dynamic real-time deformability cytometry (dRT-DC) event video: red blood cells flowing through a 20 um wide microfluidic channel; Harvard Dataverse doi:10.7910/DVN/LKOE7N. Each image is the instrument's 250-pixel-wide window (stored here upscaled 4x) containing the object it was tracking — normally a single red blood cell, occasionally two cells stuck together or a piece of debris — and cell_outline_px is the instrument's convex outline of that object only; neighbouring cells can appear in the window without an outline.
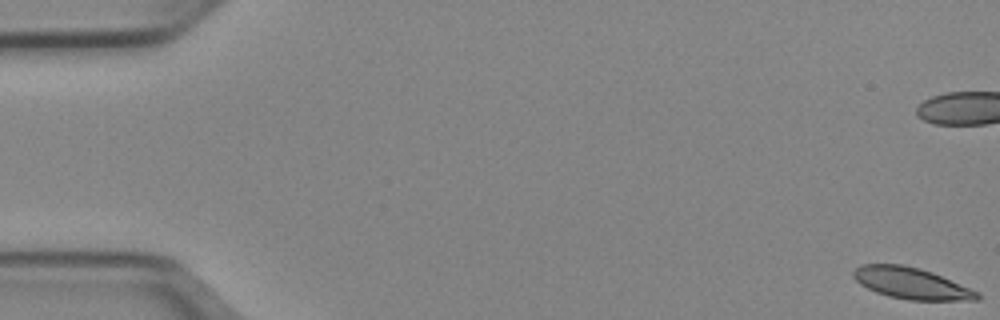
{"species": "Egyptian fruit bat (a non-hibernating species)", "species_latin": "Rousettus aegyptiacus", "temperature_condition": "cold", "stored_images_in_passage": 53, "camera_frame_rate_fps": 3000, "um_per_image_px": 0.085, "animal": {"sex": "female"}, "frame": {"image": 1, "passage_image": 1, "time_ms": 0.0, "image_size_px": [1000, 320], "cell_outline_px": [[980, 296], [976, 300], [908, 300], [888, 296], [876, 292], [860, 284], [852, 276], [852, 272], [860, 264], [904, 264], [920, 268], [932, 272], [980, 292]], "centroid_in_image_um": [77.45, 24.07], "position_along_channel_um": 7.6, "area_um2": 22.66}}
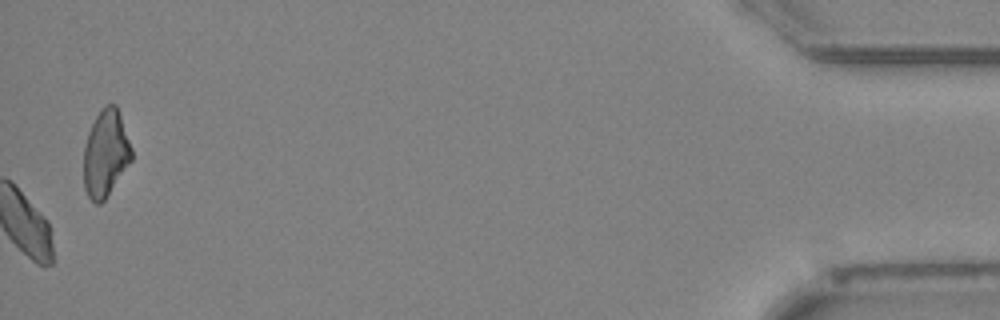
{"frame": {"image": 2, "passage_image": 53, "time_ms": 17.333, "image_size_px": [1000, 320], "cell_outline_px": [[132, 160], [104, 200], [100, 204], [96, 204], [88, 196], [84, 188], [84, 144], [88, 132], [96, 116], [104, 104], [116, 104], [132, 148]], "centroid_in_image_um": [8.97, 13.03], "position_along_channel_um": 426.2, "area_um2": 24.16}, "authors_computed_cell_mechanics": {"area_um2": 23.0622, "velocity_mm_per_s": 3.9109, "shape_relaxation_time_tau1_ms": null, "shape_relaxation_time_tau2_ms": 4.3622, "deformation_change_tau1": null, "deformation_change_tau2": 0.0871}}